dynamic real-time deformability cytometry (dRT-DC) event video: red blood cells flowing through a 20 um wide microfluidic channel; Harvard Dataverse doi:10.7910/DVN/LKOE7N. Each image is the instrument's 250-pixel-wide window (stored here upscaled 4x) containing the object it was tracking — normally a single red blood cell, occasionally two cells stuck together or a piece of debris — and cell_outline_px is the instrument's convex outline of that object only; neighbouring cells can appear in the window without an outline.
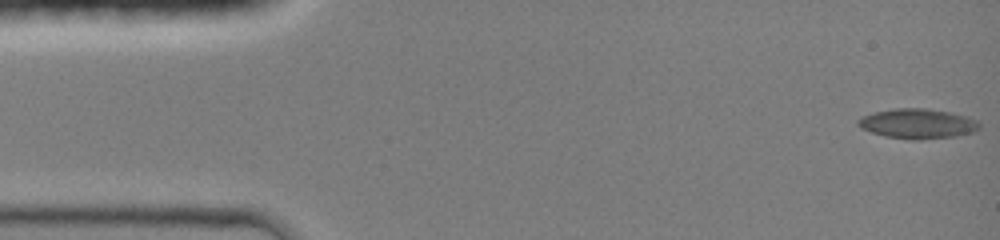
{"species": "common noctule bat (a hibernating species)", "species_latin": "Nyctalus noctula", "temperature_condition": "room temperature", "stored_images_in_passage": 45, "camera_frame_rate_fps": 3000, "um_per_image_px": 0.085, "animal": {"sex": "female", "body_mass_g": 19.0, "forearm_length_mm": 51.5}, "frame": {"image": 1, "passage_image": 1, "time_ms": 0.0, "image_size_px": [1000, 240], "cell_outline_px": [[980, 128], [972, 132], [956, 136], [916, 140], [912, 140], [884, 136], [860, 128], [856, 124], [856, 120], [864, 116], [876, 112], [896, 108], [928, 108], [968, 116], [976, 120], [980, 124]], "centroid_in_image_um": [78.0, 10.51], "position_along_channel_um": 7.0, "area_um2": 21.1}}
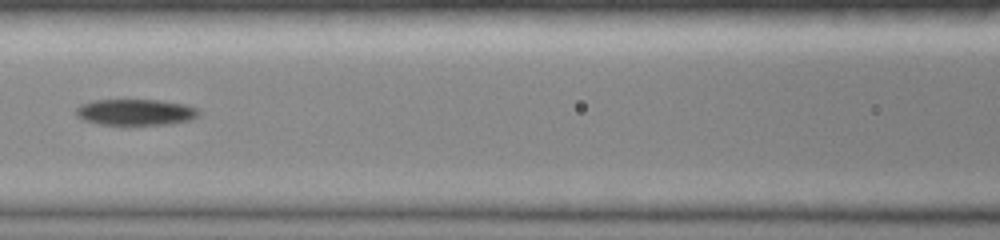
{"frame": {"image": 2, "passage_image": 20, "time_ms": 6.333, "image_size_px": [1000, 240], "cell_outline_px": [[200, 116], [192, 120], [172, 124], [124, 128], [100, 124], [84, 120], [76, 116], [76, 108], [80, 104], [92, 100], [160, 100], [184, 104], [196, 108], [200, 112]], "centroid_in_image_um": [11.53, 9.59], "position_along_channel_um": 155.1, "area_um2": 19.83}}
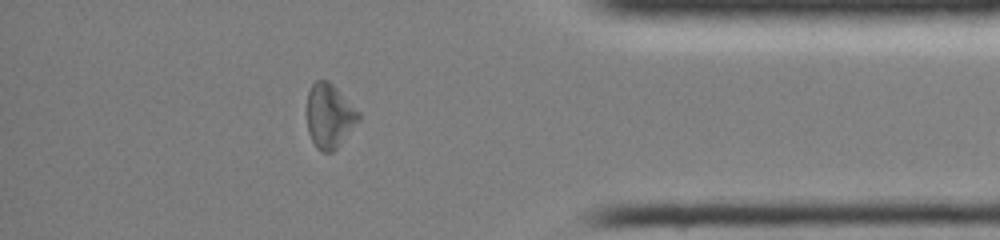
{"frame": {"image": 3, "passage_image": 39, "time_ms": 12.667, "image_size_px": [1000, 240], "cell_outline_px": [[360, 120], [336, 148], [332, 152], [320, 152], [316, 148], [308, 132], [308, 92], [312, 84], [316, 80], [328, 80], [360, 112]], "centroid_in_image_um": [28.01, 9.86], "position_along_channel_um": 407.2, "area_um2": 19.13}, "authors_computed_cell_mechanics": {"area_um2": 19.2474, "velocity_mm_per_s": 4.2392, "shape_relaxation_time_tau1_ms": null, "shape_relaxation_time_tau2_ms": 5.1425, "deformation_change_tau1": null, "deformation_change_tau2": 0.1793}}